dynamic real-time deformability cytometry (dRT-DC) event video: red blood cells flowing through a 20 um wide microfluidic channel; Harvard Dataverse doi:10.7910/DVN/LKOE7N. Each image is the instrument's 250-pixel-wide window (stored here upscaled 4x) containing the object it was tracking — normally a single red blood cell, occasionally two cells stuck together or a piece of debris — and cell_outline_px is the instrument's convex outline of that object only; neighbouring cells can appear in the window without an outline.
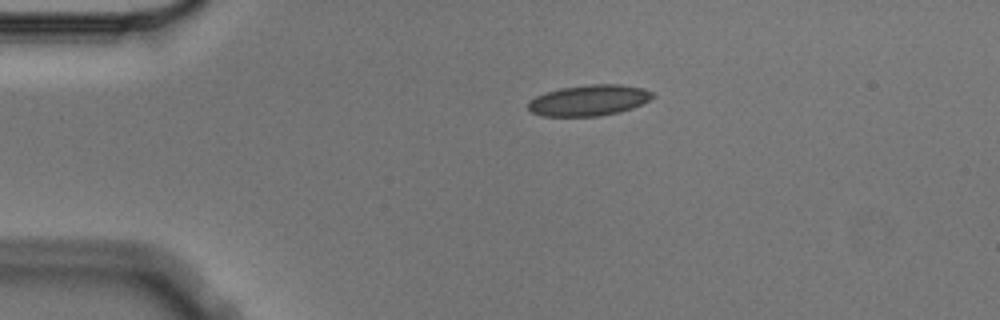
{"species": "Egyptian fruit bat (a non-hibernating species)", "species_latin": "Rousettus aegyptiacus", "temperature_condition": "cold", "stored_images_in_passage": 1, "camera_frame_rate_fps": 3000, "um_per_image_px": 0.085, "animal": {"sex": "male"}, "frame": {"image": 1, "passage_image": 1, "time_ms": 0.0, "image_size_px": [1000, 320], "cell_outline_px": [[656, 96], [632, 108], [620, 112], [600, 116], [544, 116], [532, 112], [528, 108], [528, 100], [544, 92], [560, 88], [588, 84], [620, 84], [644, 88], [652, 92]], "centroid_in_image_um": [50.05, 8.52], "position_along_channel_um": 34.9, "area_um2": 22.54}}